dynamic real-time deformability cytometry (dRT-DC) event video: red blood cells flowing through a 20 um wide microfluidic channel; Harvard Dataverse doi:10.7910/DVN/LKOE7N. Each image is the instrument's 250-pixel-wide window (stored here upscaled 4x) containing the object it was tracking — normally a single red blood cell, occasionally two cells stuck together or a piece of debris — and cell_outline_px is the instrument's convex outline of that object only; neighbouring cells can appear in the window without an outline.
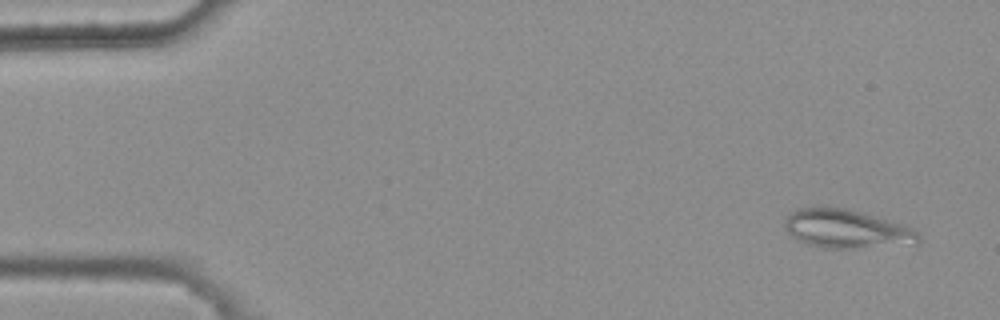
{"species": "common noctule bat (a hibernating species)", "species_latin": "Nyctalus noctula", "temperature_condition": "warm", "stored_images_in_passage": 4, "camera_frame_rate_fps": 3000, "um_per_image_px": 0.085, "animal": {"sex": "female", "body_mass_g": 25.1}, "frame": {"image": 1, "passage_image": 1, "time_ms": 0.0, "image_size_px": [1000, 320], "cell_outline_px": [[920, 244], [852, 248], [824, 248], [808, 244], [796, 240], [784, 228], [784, 220], [796, 208], [820, 204], [824, 204], [848, 208], [904, 224], [912, 228], [920, 236]], "centroid_in_image_um": [71.93, 19.42], "position_along_channel_um": 13.1, "area_um2": 30.98}}